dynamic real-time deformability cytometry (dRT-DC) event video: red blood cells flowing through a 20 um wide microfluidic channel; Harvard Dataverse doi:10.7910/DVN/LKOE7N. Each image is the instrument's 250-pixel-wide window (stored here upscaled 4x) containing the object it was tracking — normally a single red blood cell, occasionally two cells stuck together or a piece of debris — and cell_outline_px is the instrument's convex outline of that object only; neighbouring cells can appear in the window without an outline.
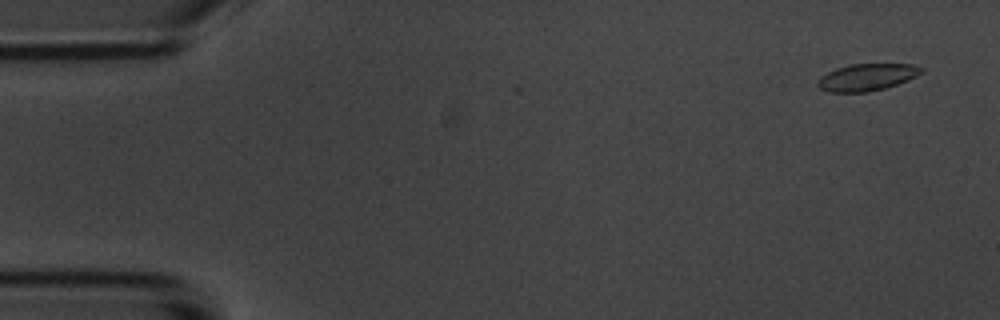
{"species": "common noctule bat (a hibernating species)", "species_latin": "Nyctalus noctula", "temperature_condition": "room temperature", "stored_images_in_passage": 5, "camera_frame_rate_fps": 3000, "um_per_image_px": 0.085, "animal": {"sex": "male", "body_mass_g": 20.1, "forearm_length_mm": 53.5}, "frame": {"image": 1, "passage_image": 1, "time_ms": 0.0, "image_size_px": [1000, 320], "cell_outline_px": [[924, 72], [916, 76], [896, 84], [884, 88], [868, 92], [828, 92], [820, 88], [816, 84], [816, 80], [828, 72], [836, 68], [852, 64], [912, 64], [924, 68]], "centroid_in_image_um": [73.67, 6.56], "position_along_channel_um": 11.3, "area_um2": 16.24}}
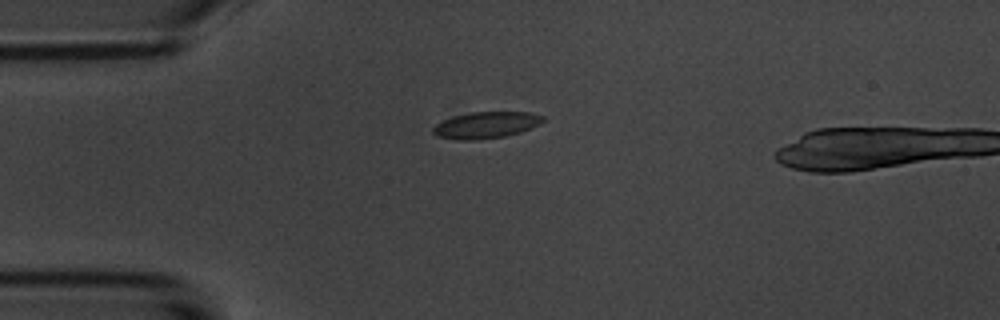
{"frame": {"image": 2, "passage_image": 4, "time_ms": 3.667, "image_size_px": [1000, 320], "cell_outline_px": [[544, 120], [540, 124], [520, 132], [504, 136], [476, 140], [456, 140], [436, 136], [432, 132], [432, 128], [436, 124], [444, 120], [456, 116], [472, 112], [532, 112], [544, 116]], "centroid_in_image_um": [41.31, 10.63], "position_along_channel_um": 43.7, "area_um2": 16.94}}